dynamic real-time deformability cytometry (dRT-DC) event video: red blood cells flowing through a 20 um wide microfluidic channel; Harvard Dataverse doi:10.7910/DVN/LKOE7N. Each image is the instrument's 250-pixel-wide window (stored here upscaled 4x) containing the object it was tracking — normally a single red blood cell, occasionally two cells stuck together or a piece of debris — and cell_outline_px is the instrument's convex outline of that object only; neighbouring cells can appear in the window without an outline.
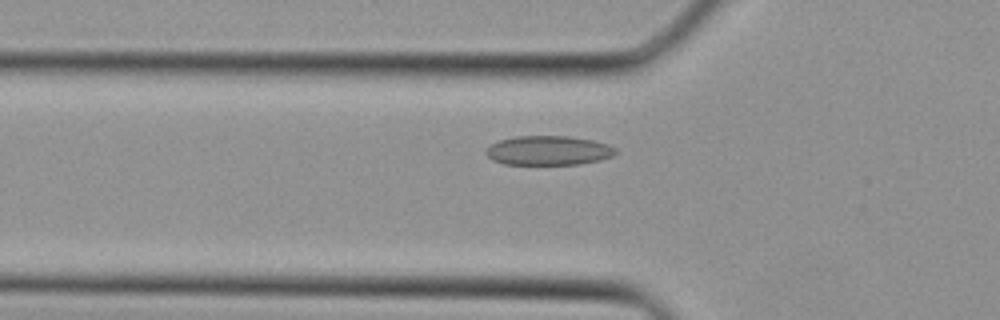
{"species": "Egyptian fruit bat (a non-hibernating species)", "species_latin": "Rousettus aegyptiacus", "temperature_condition": "cold", "stored_images_in_passage": 31, "camera_frame_rate_fps": 3000, "um_per_image_px": 0.085, "animal": {"sex": "female"}, "frame": {"image": 1, "passage_image": 7, "time_ms": 2.0, "image_size_px": [1000, 320], "cell_outline_px": [[616, 152], [612, 156], [600, 160], [580, 164], [504, 164], [492, 160], [484, 152], [492, 144], [500, 140], [516, 136], [568, 136], [592, 140], [608, 144], [616, 148]], "centroid_in_image_um": [46.62, 12.79], "position_along_channel_um": 79.2, "area_um2": 22.08}}
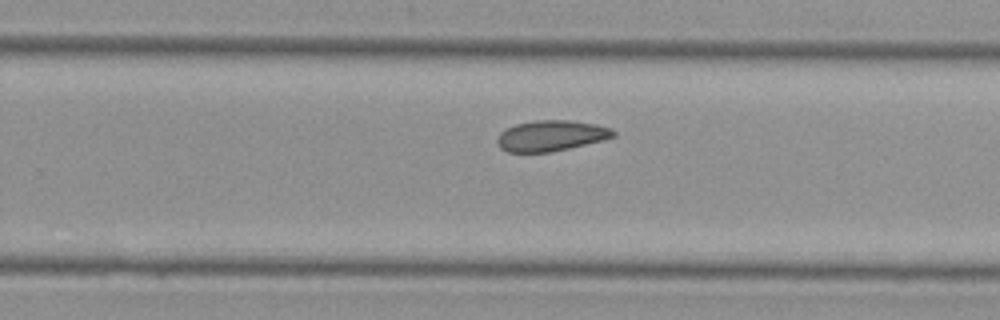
{"frame": {"image": 2, "passage_image": 18, "time_ms": 5.667, "image_size_px": [1000, 320], "cell_outline_px": [[616, 136], [604, 140], [552, 152], [508, 152], [500, 148], [496, 144], [496, 140], [500, 132], [516, 124], [536, 120], [568, 120], [596, 124], [612, 128], [616, 132]], "centroid_in_image_um": [46.85, 11.54], "position_along_channel_um": 282.9, "area_um2": 20.92}}
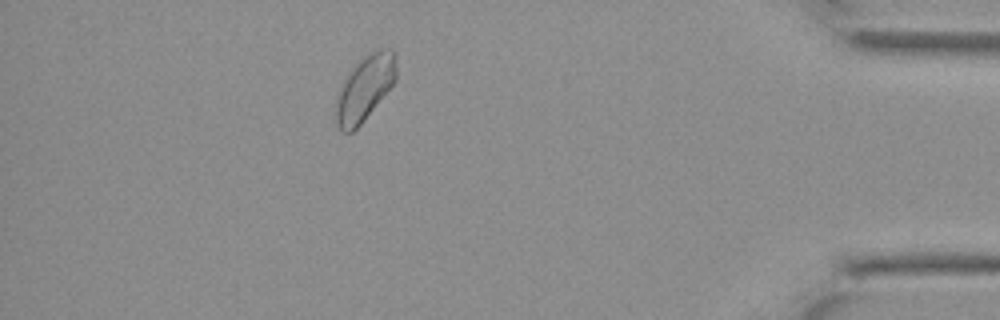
{"frame": {"image": 3, "passage_image": 27, "time_ms": 8.667, "image_size_px": [1000, 320], "cell_outline_px": [[396, 80], [360, 124], [352, 132], [344, 132], [336, 124], [336, 96], [340, 84], [344, 76], [360, 56], [376, 48], [392, 48], [396, 52]], "centroid_in_image_um": [30.99, 7.39], "position_along_channel_um": 404.2, "area_um2": 23.41}}